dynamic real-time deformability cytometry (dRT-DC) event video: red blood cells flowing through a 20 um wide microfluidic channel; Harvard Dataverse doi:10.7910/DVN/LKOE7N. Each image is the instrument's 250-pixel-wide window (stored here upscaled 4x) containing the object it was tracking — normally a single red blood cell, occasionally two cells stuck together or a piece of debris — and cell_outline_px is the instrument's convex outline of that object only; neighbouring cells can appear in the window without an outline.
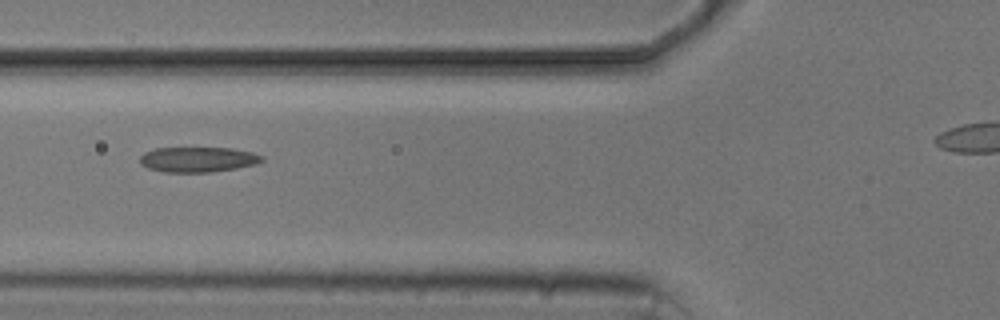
{"species": "common noctule bat (a hibernating species)", "species_latin": "Nyctalus noctula", "temperature_condition": "cold", "stored_images_in_passage": 8, "segment_of_instrument_passage": [1, 2], "camera_frame_rate_fps": 3000, "um_per_image_px": 0.085, "animal": {"sex": "male", "body_mass_g": 20.5, "forearm_length_mm": 52.5}, "frame": {"image": 1, "passage_image": 6, "time_ms": 6.0, "image_size_px": [1000, 320], "cell_outline_px": [[264, 160], [256, 164], [236, 168], [212, 172], [164, 172], [148, 168], [140, 164], [140, 156], [144, 152], [156, 148], [232, 148], [252, 152], [264, 156]], "centroid_in_image_um": [16.83, 13.55], "position_along_channel_um": 109.0, "area_um2": 17.98}}
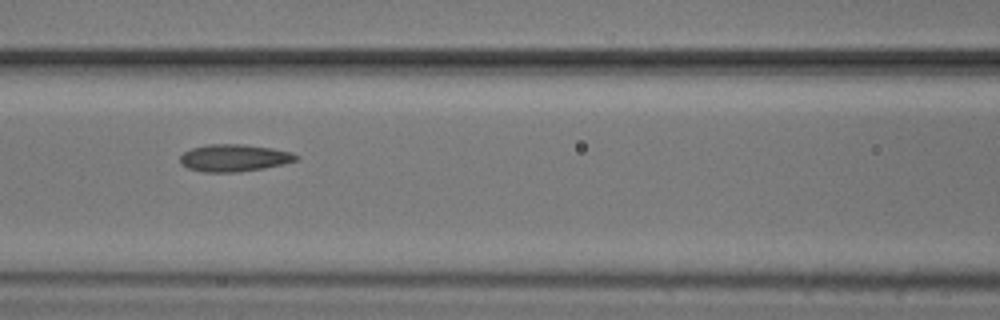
{"frame": {"image": 2, "passage_image": 7, "time_ms": 7.0, "image_size_px": [1000, 320], "cell_outline_px": [[300, 160], [284, 164], [264, 168], [240, 172], [204, 172], [188, 168], [180, 164], [180, 156], [184, 152], [192, 148], [204, 144], [244, 144], [272, 148], [292, 152], [300, 156]], "centroid_in_image_um": [19.93, 13.42], "position_along_channel_um": 146.7, "area_um2": 18.67}}